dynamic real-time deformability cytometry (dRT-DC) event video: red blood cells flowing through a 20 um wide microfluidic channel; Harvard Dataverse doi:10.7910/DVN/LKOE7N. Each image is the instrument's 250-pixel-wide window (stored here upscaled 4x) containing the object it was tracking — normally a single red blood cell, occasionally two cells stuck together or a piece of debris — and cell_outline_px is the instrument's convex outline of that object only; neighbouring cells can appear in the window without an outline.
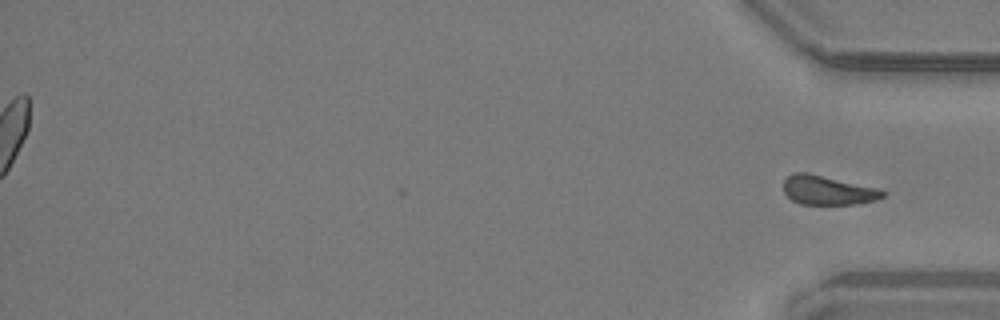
{"species": "common noctule bat (a hibernating species)", "species_latin": "Nyctalus noctula", "temperature_condition": "warm", "stored_images_in_passage": 45, "segment_of_instrument_passage": [2, 2], "camera_frame_rate_fps": 3000, "um_per_image_px": 0.085, "animal": {"sex": "male", "body_mass_g": 19.2, "forearm_length_mm": 51.8}, "frame": {"image": 1, "passage_image": 45, "time_ms": 14.667, "image_size_px": [1000, 320], "cell_outline_px": [[888, 192], [884, 196], [876, 200], [856, 204], [800, 204], [792, 200], [784, 192], [784, 180], [792, 172], [808, 172], [880, 188]], "centroid_in_image_um": [70.39, 16.16], "position_along_channel_um": 364.8, "area_um2": 17.11}}